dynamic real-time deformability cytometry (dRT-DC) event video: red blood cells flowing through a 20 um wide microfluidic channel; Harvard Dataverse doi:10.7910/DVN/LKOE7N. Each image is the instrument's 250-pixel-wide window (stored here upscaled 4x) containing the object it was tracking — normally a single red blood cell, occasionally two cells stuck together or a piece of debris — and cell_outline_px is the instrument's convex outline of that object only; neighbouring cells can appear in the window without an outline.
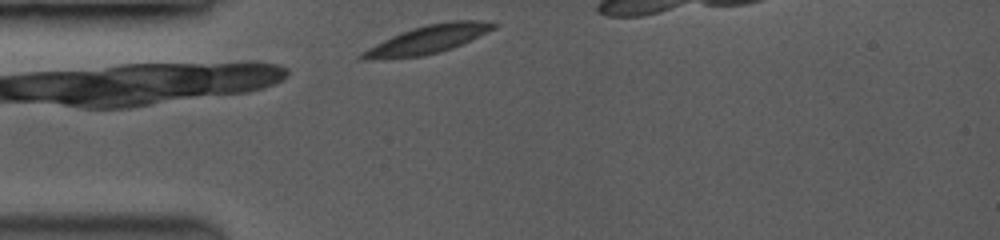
{"species": "common noctule bat (a hibernating species)", "species_latin": "Nyctalus noctula", "temperature_condition": "room temperature", "stored_images_in_passage": 36, "camera_frame_rate_fps": 3500, "um_per_image_px": 0.085, "animal": {"sex": "female", "body_mass_g": 19.0, "forearm_length_mm": 53.3}, "frame": {"image": 1, "passage_image": 1, "time_ms": 0.0, "image_size_px": [1000, 240], "cell_outline_px": [[500, 24], [496, 28], [488, 32], [452, 48], [420, 56], [364, 60], [360, 60], [356, 56], [360, 52], [400, 32], [412, 28], [428, 24], [448, 20], [480, 20]], "centroid_in_image_um": [36.35, 3.34], "position_along_channel_um": 48.6, "area_um2": 21.5}}
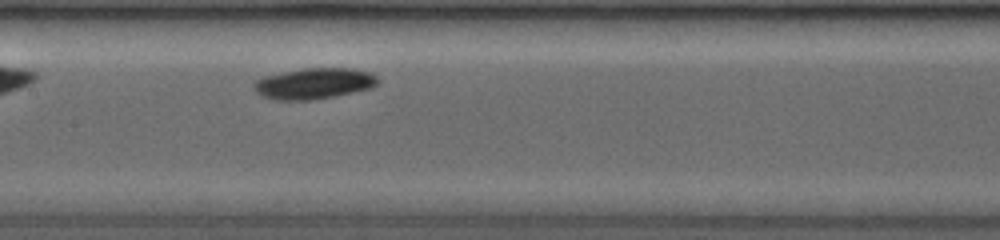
{"frame": {"image": 2, "passage_image": 15, "time_ms": 3.714, "image_size_px": [1000, 240], "cell_outline_px": [[376, 84], [372, 88], [332, 96], [308, 100], [280, 100], [264, 96], [256, 92], [256, 80], [264, 76], [304, 68], [352, 68], [372, 72], [376, 76]], "centroid_in_image_um": [26.73, 7.08], "position_along_channel_um": 180.7, "area_um2": 21.91}}
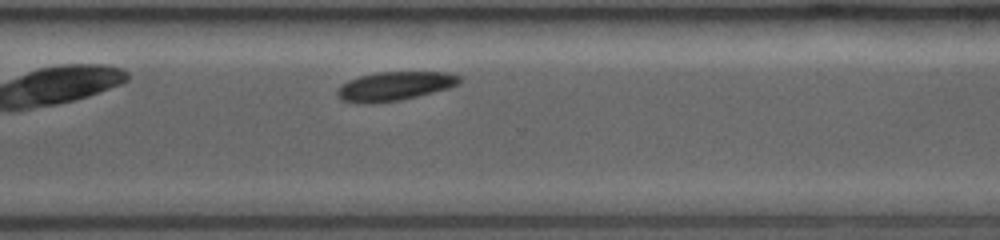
{"frame": {"image": 3, "passage_image": 34, "time_ms": 7.714, "image_size_px": [1000, 240], "cell_outline_px": [[460, 84], [448, 88], [400, 100], [372, 104], [356, 104], [340, 100], [336, 96], [336, 92], [348, 80], [360, 76], [376, 72], [448, 72], [460, 76]], "centroid_in_image_um": [33.5, 7.33], "position_along_channel_um": 337.1, "area_um2": 20.69}}